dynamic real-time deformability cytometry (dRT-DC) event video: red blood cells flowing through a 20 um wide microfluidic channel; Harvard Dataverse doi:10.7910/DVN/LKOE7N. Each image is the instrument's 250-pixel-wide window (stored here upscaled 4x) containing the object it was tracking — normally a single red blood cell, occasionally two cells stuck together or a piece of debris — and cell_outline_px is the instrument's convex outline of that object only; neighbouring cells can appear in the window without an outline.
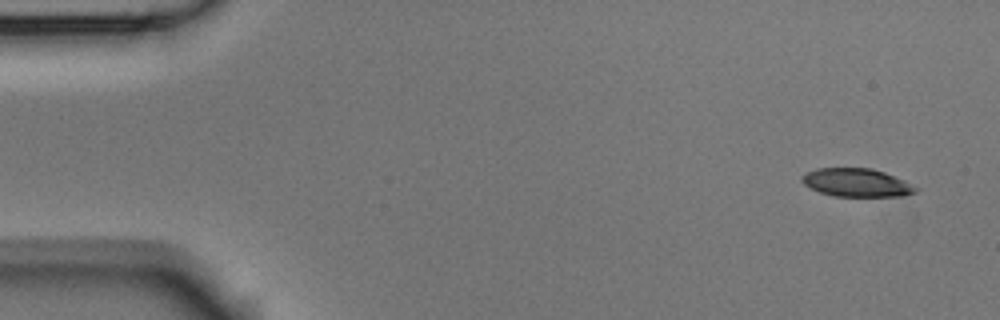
{"species": "Egyptian fruit bat (a non-hibernating species)", "species_latin": "Rousettus aegyptiacus", "temperature_condition": "room temperature", "stored_images_in_passage": 4, "camera_frame_rate_fps": 3000, "um_per_image_px": 0.085, "animal": {"sex": "male"}, "frame": {"image": 1, "passage_image": 1, "time_ms": 0.0, "image_size_px": [1000, 320], "cell_outline_px": [[916, 192], [904, 196], [836, 196], [820, 192], [804, 184], [800, 180], [800, 176], [804, 172], [816, 168], [872, 168], [884, 172], [904, 180], [916, 188]], "centroid_in_image_um": [72.76, 15.51], "position_along_channel_um": 12.2, "area_um2": 18.67}}
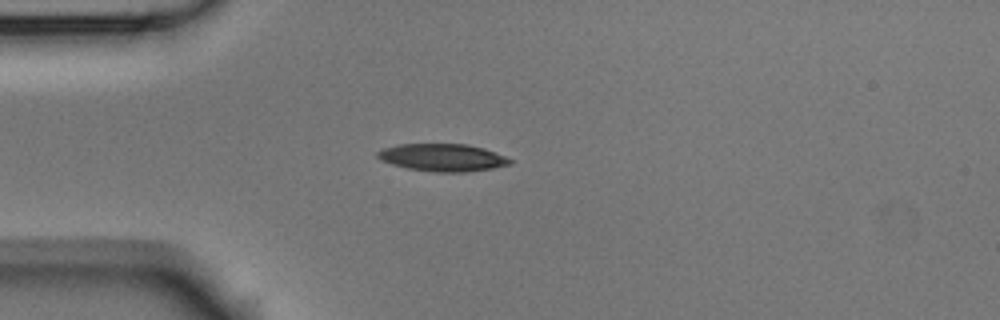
{"frame": {"image": 2, "passage_image": 4, "time_ms": 1.0, "image_size_px": [1000, 320], "cell_outline_px": [[512, 164], [492, 168], [464, 172], [436, 172], [408, 168], [392, 164], [380, 160], [376, 156], [376, 152], [384, 148], [400, 144], [468, 144], [484, 148], [504, 156], [512, 160]], "centroid_in_image_um": [37.61, 13.38], "position_along_channel_um": 47.4, "area_um2": 21.1}}